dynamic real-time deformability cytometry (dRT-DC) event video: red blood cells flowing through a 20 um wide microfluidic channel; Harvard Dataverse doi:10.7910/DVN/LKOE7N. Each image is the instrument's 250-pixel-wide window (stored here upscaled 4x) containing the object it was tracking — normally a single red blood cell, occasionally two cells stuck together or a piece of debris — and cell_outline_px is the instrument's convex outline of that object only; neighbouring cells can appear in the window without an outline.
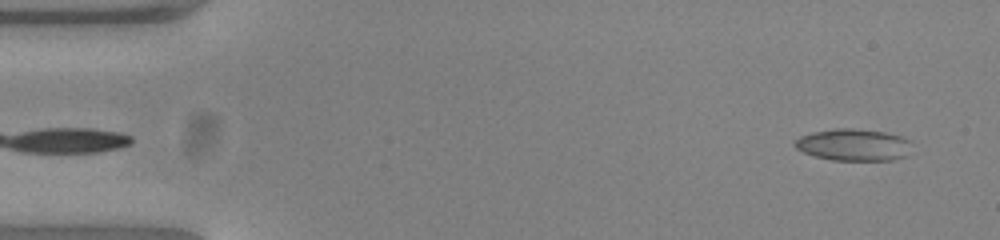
{"species": "common noctule bat (a hibernating species)", "species_latin": "Nyctalus noctula", "temperature_condition": "warm", "stored_images_in_passage": 53, "camera_frame_rate_fps": 3000, "um_per_image_px": 0.085, "animal": {"sex": "female", "body_mass_g": 23.0, "forearm_length_mm": 53.4}, "frame": {"image": 1, "passage_image": 3, "time_ms": 0.667, "image_size_px": [1000, 240], "cell_outline_px": [[912, 140], [908, 156], [892, 160], [832, 160], [816, 156], [804, 152], [796, 148], [792, 144], [800, 136], [812, 132], [836, 128], [852, 128], [884, 132], [900, 136]], "centroid_in_image_um": [72.58, 12.31], "position_along_channel_um": 12.4, "area_um2": 21.85}}
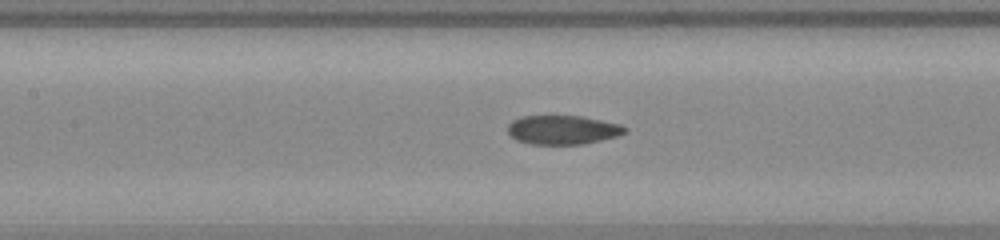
{"frame": {"image": 2, "passage_image": 24, "time_ms": 7.667, "image_size_px": [1000, 240], "cell_outline_px": [[628, 128], [624, 132], [616, 136], [584, 144], [532, 144], [516, 140], [508, 132], [508, 124], [512, 120], [520, 116], [584, 116], [620, 124]], "centroid_in_image_um": [47.81, 11.03], "position_along_channel_um": 159.6, "area_um2": 19.77}}
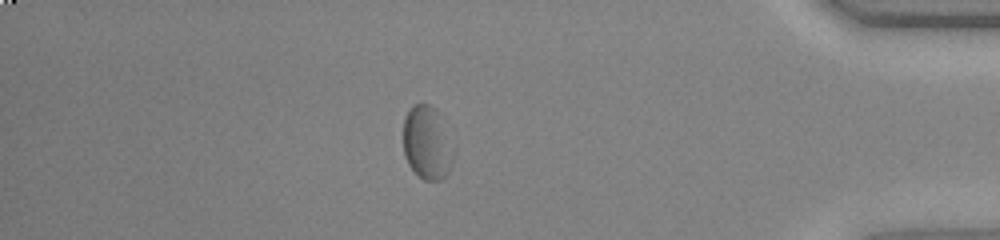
{"frame": {"image": 3, "passage_image": 46, "time_ms": 15.0, "image_size_px": [1000, 240], "cell_outline_px": [[452, 164], [448, 172], [440, 180], [424, 180], [408, 164], [404, 156], [404, 120], [408, 112], [416, 104], [428, 104], [436, 108], [452, 160]], "centroid_in_image_um": [36.22, 12.17], "position_along_channel_um": 399.0, "area_um2": 20.11}, "authors_computed_cell_mechanics": {"area_um2": 20.6346, "velocity_mm_per_s": 3.7945, "shape_relaxation_time_tau1_ms": 4.7517, "shape_relaxation_time_tau2_ms": 1.2178, "deformation_change_tau1": 0.1044, "deformation_change_tau2": 0.0495}}